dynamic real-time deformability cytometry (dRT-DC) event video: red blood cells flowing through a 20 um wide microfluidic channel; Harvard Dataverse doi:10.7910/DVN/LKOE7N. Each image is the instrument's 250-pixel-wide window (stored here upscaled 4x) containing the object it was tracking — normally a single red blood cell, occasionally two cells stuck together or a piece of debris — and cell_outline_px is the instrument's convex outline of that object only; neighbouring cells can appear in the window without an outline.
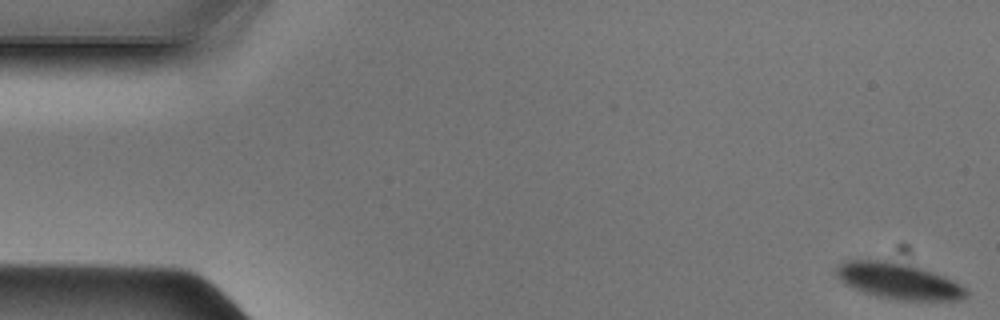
{"species": "Egyptian fruit bat (a non-hibernating species)", "species_latin": "Rousettus aegyptiacus", "temperature_condition": "cold", "stored_images_in_passage": 48, "camera_frame_rate_fps": 3000, "um_per_image_px": 0.085, "animal": {"sex": "male"}, "frame": {"image": 1, "passage_image": 1, "time_ms": 0.0, "image_size_px": [1000, 320], "cell_outline_px": [[968, 296], [960, 300], [904, 300], [880, 296], [864, 292], [852, 288], [844, 284], [840, 280], [836, 272], [836, 268], [844, 260], [888, 260], [920, 268], [944, 276], [960, 284], [968, 292]], "centroid_in_image_um": [76.36, 23.88], "position_along_channel_um": 8.6, "area_um2": 26.93}}
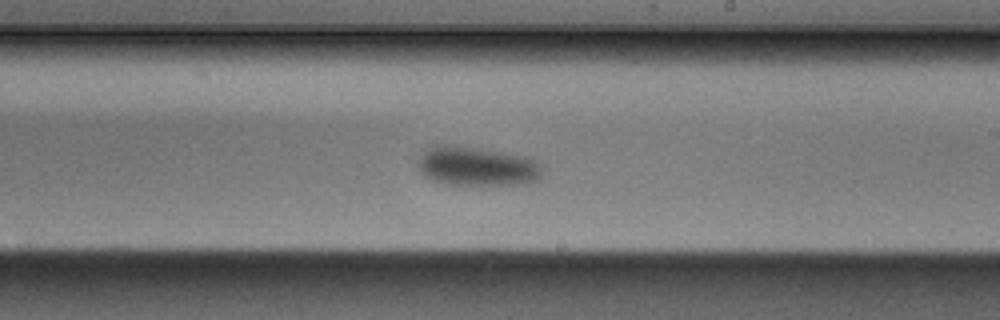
{"frame": {"image": 2, "passage_image": 28, "time_ms": 9.0, "image_size_px": [1000, 320], "cell_outline_px": [[540, 176], [524, 184], [448, 184], [432, 180], [424, 176], [416, 168], [416, 160], [428, 148], [444, 144], [480, 148], [524, 156], [536, 160], [540, 164]], "centroid_in_image_um": [40.45, 14.12], "position_along_channel_um": 248.5, "area_um2": 28.21}}
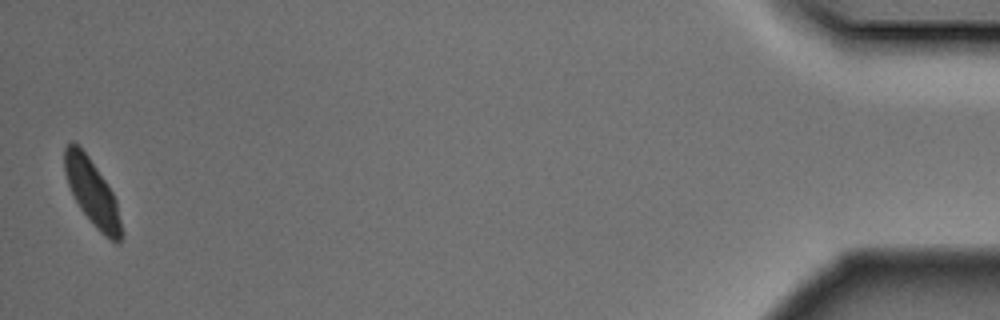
{"frame": {"image": 3, "passage_image": 48, "time_ms": 15.667, "image_size_px": [1000, 320], "cell_outline_px": [[120, 244], [116, 244], [104, 236], [96, 228], [80, 208], [68, 184], [64, 172], [64, 148], [72, 140], [88, 156], [112, 192], [116, 200], [120, 220]], "centroid_in_image_um": [7.81, 16.36], "position_along_channel_um": 427.4, "area_um2": 21.27}}